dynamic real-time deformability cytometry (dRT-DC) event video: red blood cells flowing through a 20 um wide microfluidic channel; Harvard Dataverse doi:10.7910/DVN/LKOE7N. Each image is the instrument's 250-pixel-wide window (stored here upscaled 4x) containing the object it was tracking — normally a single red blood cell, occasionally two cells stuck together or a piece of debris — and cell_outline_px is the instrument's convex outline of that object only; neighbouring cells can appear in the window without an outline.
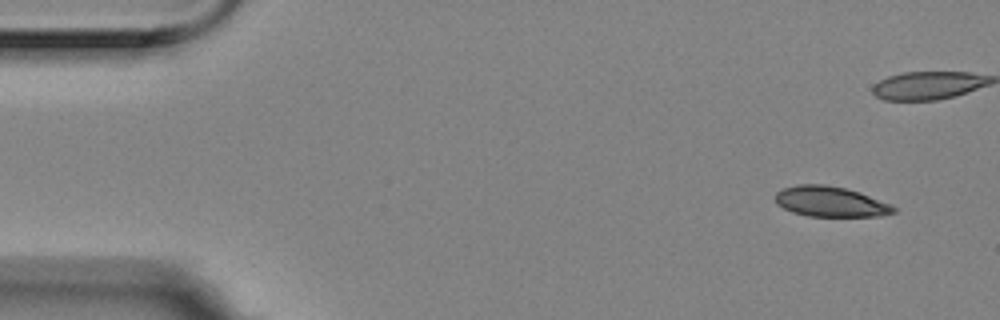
{"species": "Egyptian fruit bat (a non-hibernating species)", "species_latin": "Rousettus aegyptiacus", "temperature_condition": "room temperature", "stored_images_in_passage": 5, "camera_frame_rate_fps": 3000, "um_per_image_px": 0.085, "animal": {"sex": "female"}, "frame": {"image": 1, "passage_image": 1, "time_ms": 0.0, "image_size_px": [1000, 320], "cell_outline_px": [[896, 212], [880, 216], [808, 216], [792, 212], [776, 204], [776, 192], [784, 188], [796, 184], [824, 184], [844, 188], [860, 192], [892, 204], [896, 208]], "centroid_in_image_um": [70.6, 17.14], "position_along_channel_um": 14.4, "area_um2": 20.98}}
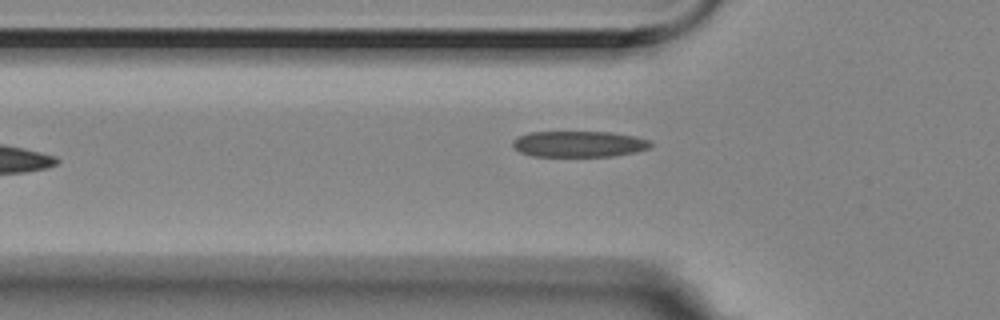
{"frame": {"image": 2, "passage_image": 5, "time_ms": 1.333, "image_size_px": [1000, 320], "cell_outline_px": [[652, 144], [648, 148], [636, 152], [612, 156], [532, 156], [520, 152], [512, 148], [512, 140], [528, 132], [612, 132], [636, 136], [652, 140]], "centroid_in_image_um": [49.21, 12.24], "position_along_channel_um": 76.6, "area_um2": 21.1}}